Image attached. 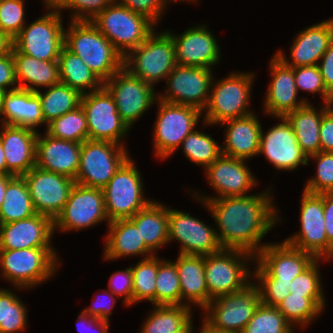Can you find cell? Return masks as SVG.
<instances>
[{"mask_svg":"<svg viewBox=\"0 0 333 333\" xmlns=\"http://www.w3.org/2000/svg\"><path fill=\"white\" fill-rule=\"evenodd\" d=\"M203 200L218 223L221 233L217 237L223 249L259 253L264 245L258 248V243L278 219L267 192Z\"/></svg>","mask_w":333,"mask_h":333,"instance_id":"1","label":"cell"},{"mask_svg":"<svg viewBox=\"0 0 333 333\" xmlns=\"http://www.w3.org/2000/svg\"><path fill=\"white\" fill-rule=\"evenodd\" d=\"M70 25L64 32V46L81 57L103 83L124 66V57L90 21H71Z\"/></svg>","mask_w":333,"mask_h":333,"instance_id":"2","label":"cell"},{"mask_svg":"<svg viewBox=\"0 0 333 333\" xmlns=\"http://www.w3.org/2000/svg\"><path fill=\"white\" fill-rule=\"evenodd\" d=\"M91 23L112 43L123 56L125 49L137 48L153 32V22L115 1L98 14Z\"/></svg>","mask_w":333,"mask_h":333,"instance_id":"3","label":"cell"},{"mask_svg":"<svg viewBox=\"0 0 333 333\" xmlns=\"http://www.w3.org/2000/svg\"><path fill=\"white\" fill-rule=\"evenodd\" d=\"M128 159L123 145L88 139L81 144L75 183L103 189Z\"/></svg>","mask_w":333,"mask_h":333,"instance_id":"4","label":"cell"},{"mask_svg":"<svg viewBox=\"0 0 333 333\" xmlns=\"http://www.w3.org/2000/svg\"><path fill=\"white\" fill-rule=\"evenodd\" d=\"M131 51L123 59L124 67L133 76L150 85L167 77L177 65L174 43L167 32L157 36L152 32L142 44ZM133 63L135 68H131Z\"/></svg>","mask_w":333,"mask_h":333,"instance_id":"5","label":"cell"},{"mask_svg":"<svg viewBox=\"0 0 333 333\" xmlns=\"http://www.w3.org/2000/svg\"><path fill=\"white\" fill-rule=\"evenodd\" d=\"M102 190L108 222L130 219L151 202L142 198L140 174L130 158Z\"/></svg>","mask_w":333,"mask_h":333,"instance_id":"6","label":"cell"},{"mask_svg":"<svg viewBox=\"0 0 333 333\" xmlns=\"http://www.w3.org/2000/svg\"><path fill=\"white\" fill-rule=\"evenodd\" d=\"M260 304L258 286L249 284L239 292L212 299L204 308L212 309L205 322L218 331L242 333Z\"/></svg>","mask_w":333,"mask_h":333,"instance_id":"7","label":"cell"},{"mask_svg":"<svg viewBox=\"0 0 333 333\" xmlns=\"http://www.w3.org/2000/svg\"><path fill=\"white\" fill-rule=\"evenodd\" d=\"M56 255L52 248L0 250L3 275L15 286H33L55 271Z\"/></svg>","mask_w":333,"mask_h":333,"instance_id":"8","label":"cell"},{"mask_svg":"<svg viewBox=\"0 0 333 333\" xmlns=\"http://www.w3.org/2000/svg\"><path fill=\"white\" fill-rule=\"evenodd\" d=\"M64 46V29L60 12L53 9L13 38V47L20 53L42 61H58Z\"/></svg>","mask_w":333,"mask_h":333,"instance_id":"9","label":"cell"},{"mask_svg":"<svg viewBox=\"0 0 333 333\" xmlns=\"http://www.w3.org/2000/svg\"><path fill=\"white\" fill-rule=\"evenodd\" d=\"M80 105L86 116L89 139L119 144V139L129 127L120 117L109 91L103 86L99 90L84 93Z\"/></svg>","mask_w":333,"mask_h":333,"instance_id":"10","label":"cell"},{"mask_svg":"<svg viewBox=\"0 0 333 333\" xmlns=\"http://www.w3.org/2000/svg\"><path fill=\"white\" fill-rule=\"evenodd\" d=\"M230 253V254H229ZM252 254L238 249H222L221 251L204 256L206 285L209 291V303L221 295L236 293L243 290L249 282L248 271L237 256ZM246 255V256H245Z\"/></svg>","mask_w":333,"mask_h":333,"instance_id":"11","label":"cell"},{"mask_svg":"<svg viewBox=\"0 0 333 333\" xmlns=\"http://www.w3.org/2000/svg\"><path fill=\"white\" fill-rule=\"evenodd\" d=\"M252 80L253 75L250 73H233L216 83L206 105L205 124L221 123L252 114L246 111Z\"/></svg>","mask_w":333,"mask_h":333,"instance_id":"12","label":"cell"},{"mask_svg":"<svg viewBox=\"0 0 333 333\" xmlns=\"http://www.w3.org/2000/svg\"><path fill=\"white\" fill-rule=\"evenodd\" d=\"M22 177L28 186L36 213L46 215L54 221L62 212L75 180L37 166Z\"/></svg>","mask_w":333,"mask_h":333,"instance_id":"13","label":"cell"},{"mask_svg":"<svg viewBox=\"0 0 333 333\" xmlns=\"http://www.w3.org/2000/svg\"><path fill=\"white\" fill-rule=\"evenodd\" d=\"M160 109L155 125V149L158 157L166 158L194 130L202 113L199 109L159 100Z\"/></svg>","mask_w":333,"mask_h":333,"instance_id":"14","label":"cell"},{"mask_svg":"<svg viewBox=\"0 0 333 333\" xmlns=\"http://www.w3.org/2000/svg\"><path fill=\"white\" fill-rule=\"evenodd\" d=\"M112 95L122 120L131 127L156 100L152 85L133 76L124 66L103 85Z\"/></svg>","mask_w":333,"mask_h":333,"instance_id":"15","label":"cell"},{"mask_svg":"<svg viewBox=\"0 0 333 333\" xmlns=\"http://www.w3.org/2000/svg\"><path fill=\"white\" fill-rule=\"evenodd\" d=\"M257 254L258 279H279L290 282L307 269L316 258L284 241L281 244L266 245Z\"/></svg>","mask_w":333,"mask_h":333,"instance_id":"16","label":"cell"},{"mask_svg":"<svg viewBox=\"0 0 333 333\" xmlns=\"http://www.w3.org/2000/svg\"><path fill=\"white\" fill-rule=\"evenodd\" d=\"M105 218L103 190L75 183L62 212L53 223L54 228L65 231L86 228Z\"/></svg>","mask_w":333,"mask_h":333,"instance_id":"17","label":"cell"},{"mask_svg":"<svg viewBox=\"0 0 333 333\" xmlns=\"http://www.w3.org/2000/svg\"><path fill=\"white\" fill-rule=\"evenodd\" d=\"M211 69L176 65L168 74L169 92L160 100L173 104L192 106L200 111L206 107L212 76Z\"/></svg>","mask_w":333,"mask_h":333,"instance_id":"18","label":"cell"},{"mask_svg":"<svg viewBox=\"0 0 333 333\" xmlns=\"http://www.w3.org/2000/svg\"><path fill=\"white\" fill-rule=\"evenodd\" d=\"M301 232L285 240L288 244L308 253L316 259L328 257V240L325 231L323 193L304 191L301 202Z\"/></svg>","mask_w":333,"mask_h":333,"instance_id":"19","label":"cell"},{"mask_svg":"<svg viewBox=\"0 0 333 333\" xmlns=\"http://www.w3.org/2000/svg\"><path fill=\"white\" fill-rule=\"evenodd\" d=\"M169 241L179 240L182 244L180 254L209 255L221 251L216 231L200 220L177 210H169Z\"/></svg>","mask_w":333,"mask_h":333,"instance_id":"20","label":"cell"},{"mask_svg":"<svg viewBox=\"0 0 333 333\" xmlns=\"http://www.w3.org/2000/svg\"><path fill=\"white\" fill-rule=\"evenodd\" d=\"M53 220L42 214L27 219L0 224V250L52 248Z\"/></svg>","mask_w":333,"mask_h":333,"instance_id":"21","label":"cell"},{"mask_svg":"<svg viewBox=\"0 0 333 333\" xmlns=\"http://www.w3.org/2000/svg\"><path fill=\"white\" fill-rule=\"evenodd\" d=\"M283 120L269 129L264 136L261 129L259 153H264L267 159L277 169L292 170L299 164H308L307 156L298 145L296 135L286 117H279Z\"/></svg>","mask_w":333,"mask_h":333,"instance_id":"22","label":"cell"},{"mask_svg":"<svg viewBox=\"0 0 333 333\" xmlns=\"http://www.w3.org/2000/svg\"><path fill=\"white\" fill-rule=\"evenodd\" d=\"M81 143L57 139L46 133L36 139V166L45 171L76 179L80 164Z\"/></svg>","mask_w":333,"mask_h":333,"instance_id":"23","label":"cell"},{"mask_svg":"<svg viewBox=\"0 0 333 333\" xmlns=\"http://www.w3.org/2000/svg\"><path fill=\"white\" fill-rule=\"evenodd\" d=\"M167 33L174 43L177 65L211 69V66L218 62L219 47L204 25L188 29L178 38Z\"/></svg>","mask_w":333,"mask_h":333,"instance_id":"24","label":"cell"},{"mask_svg":"<svg viewBox=\"0 0 333 333\" xmlns=\"http://www.w3.org/2000/svg\"><path fill=\"white\" fill-rule=\"evenodd\" d=\"M0 139L7 164V175L23 176L36 166L37 132L24 127L3 125Z\"/></svg>","mask_w":333,"mask_h":333,"instance_id":"25","label":"cell"},{"mask_svg":"<svg viewBox=\"0 0 333 333\" xmlns=\"http://www.w3.org/2000/svg\"><path fill=\"white\" fill-rule=\"evenodd\" d=\"M205 170L211 186L220 193L219 198L244 196L256 183L243 159L224 154Z\"/></svg>","mask_w":333,"mask_h":333,"instance_id":"26","label":"cell"},{"mask_svg":"<svg viewBox=\"0 0 333 333\" xmlns=\"http://www.w3.org/2000/svg\"><path fill=\"white\" fill-rule=\"evenodd\" d=\"M270 65L273 81L266 95V113L285 117L308 102L302 100L298 102L299 104L297 103L298 89L295 84L293 67L287 66L277 55Z\"/></svg>","mask_w":333,"mask_h":333,"instance_id":"27","label":"cell"},{"mask_svg":"<svg viewBox=\"0 0 333 333\" xmlns=\"http://www.w3.org/2000/svg\"><path fill=\"white\" fill-rule=\"evenodd\" d=\"M333 41V19L313 25L298 34L291 48L292 64L281 51L276 54L287 66L300 67L318 65L319 59Z\"/></svg>","mask_w":333,"mask_h":333,"instance_id":"28","label":"cell"},{"mask_svg":"<svg viewBox=\"0 0 333 333\" xmlns=\"http://www.w3.org/2000/svg\"><path fill=\"white\" fill-rule=\"evenodd\" d=\"M1 114L6 116L2 119L4 125L35 130V126L45 123L40 98L36 92L30 90L18 88L6 91Z\"/></svg>","mask_w":333,"mask_h":333,"instance_id":"29","label":"cell"},{"mask_svg":"<svg viewBox=\"0 0 333 333\" xmlns=\"http://www.w3.org/2000/svg\"><path fill=\"white\" fill-rule=\"evenodd\" d=\"M221 123L229 124L222 154L243 160L258 154L262 128L254 114Z\"/></svg>","mask_w":333,"mask_h":333,"instance_id":"30","label":"cell"},{"mask_svg":"<svg viewBox=\"0 0 333 333\" xmlns=\"http://www.w3.org/2000/svg\"><path fill=\"white\" fill-rule=\"evenodd\" d=\"M14 57L16 80L27 81L20 83L19 89L37 92V88L31 86H52L60 83V72L58 61H42L35 57L20 53L14 47L12 48Z\"/></svg>","mask_w":333,"mask_h":333,"instance_id":"31","label":"cell"},{"mask_svg":"<svg viewBox=\"0 0 333 333\" xmlns=\"http://www.w3.org/2000/svg\"><path fill=\"white\" fill-rule=\"evenodd\" d=\"M178 271L181 286V301L189 302L205 308L209 304V291L206 285L204 256L179 254L174 262Z\"/></svg>","mask_w":333,"mask_h":333,"instance_id":"32","label":"cell"},{"mask_svg":"<svg viewBox=\"0 0 333 333\" xmlns=\"http://www.w3.org/2000/svg\"><path fill=\"white\" fill-rule=\"evenodd\" d=\"M325 106V108L321 109V113L317 114L310 103H307L285 116L292 126L298 145L307 156V159H309V156L321 151L320 123L323 114L331 107V104H326Z\"/></svg>","mask_w":333,"mask_h":333,"instance_id":"33","label":"cell"},{"mask_svg":"<svg viewBox=\"0 0 333 333\" xmlns=\"http://www.w3.org/2000/svg\"><path fill=\"white\" fill-rule=\"evenodd\" d=\"M129 220L139 229L141 238L151 251L169 242V209L164 206L151 201Z\"/></svg>","mask_w":333,"mask_h":333,"instance_id":"34","label":"cell"},{"mask_svg":"<svg viewBox=\"0 0 333 333\" xmlns=\"http://www.w3.org/2000/svg\"><path fill=\"white\" fill-rule=\"evenodd\" d=\"M110 233L107 235L106 259L120 258L126 255L152 253L141 238L139 229L129 219L109 222Z\"/></svg>","mask_w":333,"mask_h":333,"instance_id":"35","label":"cell"},{"mask_svg":"<svg viewBox=\"0 0 333 333\" xmlns=\"http://www.w3.org/2000/svg\"><path fill=\"white\" fill-rule=\"evenodd\" d=\"M58 63L60 82L77 90L81 95L85 93L86 88L96 91L103 87L104 83L83 62L82 58L69 51L65 46L61 49Z\"/></svg>","mask_w":333,"mask_h":333,"instance_id":"36","label":"cell"},{"mask_svg":"<svg viewBox=\"0 0 333 333\" xmlns=\"http://www.w3.org/2000/svg\"><path fill=\"white\" fill-rule=\"evenodd\" d=\"M141 333H192L190 306L156 305Z\"/></svg>","mask_w":333,"mask_h":333,"instance_id":"37","label":"cell"},{"mask_svg":"<svg viewBox=\"0 0 333 333\" xmlns=\"http://www.w3.org/2000/svg\"><path fill=\"white\" fill-rule=\"evenodd\" d=\"M37 214L28 186L22 176H15L6 187L5 198L0 208V224L27 219Z\"/></svg>","mask_w":333,"mask_h":333,"instance_id":"38","label":"cell"},{"mask_svg":"<svg viewBox=\"0 0 333 333\" xmlns=\"http://www.w3.org/2000/svg\"><path fill=\"white\" fill-rule=\"evenodd\" d=\"M36 93L40 98L42 114L47 124L80 106L81 94L61 82L50 86L44 95L39 90Z\"/></svg>","mask_w":333,"mask_h":333,"instance_id":"39","label":"cell"},{"mask_svg":"<svg viewBox=\"0 0 333 333\" xmlns=\"http://www.w3.org/2000/svg\"><path fill=\"white\" fill-rule=\"evenodd\" d=\"M46 133L51 137L83 143L89 139L87 120L82 106L47 124Z\"/></svg>","mask_w":333,"mask_h":333,"instance_id":"40","label":"cell"},{"mask_svg":"<svg viewBox=\"0 0 333 333\" xmlns=\"http://www.w3.org/2000/svg\"><path fill=\"white\" fill-rule=\"evenodd\" d=\"M158 266L159 259L149 254L144 260L131 268L133 276V303L146 299L155 304Z\"/></svg>","mask_w":333,"mask_h":333,"instance_id":"41","label":"cell"},{"mask_svg":"<svg viewBox=\"0 0 333 333\" xmlns=\"http://www.w3.org/2000/svg\"><path fill=\"white\" fill-rule=\"evenodd\" d=\"M182 304L180 279L175 263L159 260L156 278L155 306Z\"/></svg>","mask_w":333,"mask_h":333,"instance_id":"42","label":"cell"},{"mask_svg":"<svg viewBox=\"0 0 333 333\" xmlns=\"http://www.w3.org/2000/svg\"><path fill=\"white\" fill-rule=\"evenodd\" d=\"M323 306L324 298H308L289 293L276 308L290 324L299 322L304 326L322 311Z\"/></svg>","mask_w":333,"mask_h":333,"instance_id":"43","label":"cell"},{"mask_svg":"<svg viewBox=\"0 0 333 333\" xmlns=\"http://www.w3.org/2000/svg\"><path fill=\"white\" fill-rule=\"evenodd\" d=\"M185 155L194 163L211 165L222 153L221 146L217 145L209 135L192 131L183 140Z\"/></svg>","mask_w":333,"mask_h":333,"instance_id":"44","label":"cell"},{"mask_svg":"<svg viewBox=\"0 0 333 333\" xmlns=\"http://www.w3.org/2000/svg\"><path fill=\"white\" fill-rule=\"evenodd\" d=\"M242 333H293L291 324L276 308L260 304Z\"/></svg>","mask_w":333,"mask_h":333,"instance_id":"45","label":"cell"},{"mask_svg":"<svg viewBox=\"0 0 333 333\" xmlns=\"http://www.w3.org/2000/svg\"><path fill=\"white\" fill-rule=\"evenodd\" d=\"M26 309L14 293L0 290V333H16L25 328Z\"/></svg>","mask_w":333,"mask_h":333,"instance_id":"46","label":"cell"},{"mask_svg":"<svg viewBox=\"0 0 333 333\" xmlns=\"http://www.w3.org/2000/svg\"><path fill=\"white\" fill-rule=\"evenodd\" d=\"M318 161L317 177L310 179L304 191L313 194L333 193V152L311 155Z\"/></svg>","mask_w":333,"mask_h":333,"instance_id":"47","label":"cell"},{"mask_svg":"<svg viewBox=\"0 0 333 333\" xmlns=\"http://www.w3.org/2000/svg\"><path fill=\"white\" fill-rule=\"evenodd\" d=\"M297 89L320 92L324 103L331 104L332 94L326 89L318 65L293 67Z\"/></svg>","mask_w":333,"mask_h":333,"instance_id":"48","label":"cell"},{"mask_svg":"<svg viewBox=\"0 0 333 333\" xmlns=\"http://www.w3.org/2000/svg\"><path fill=\"white\" fill-rule=\"evenodd\" d=\"M23 0H1L0 2V30L12 39L24 27Z\"/></svg>","mask_w":333,"mask_h":333,"instance_id":"49","label":"cell"},{"mask_svg":"<svg viewBox=\"0 0 333 333\" xmlns=\"http://www.w3.org/2000/svg\"><path fill=\"white\" fill-rule=\"evenodd\" d=\"M316 262L318 259L292 280L290 293L308 298H323Z\"/></svg>","mask_w":333,"mask_h":333,"instance_id":"50","label":"cell"},{"mask_svg":"<svg viewBox=\"0 0 333 333\" xmlns=\"http://www.w3.org/2000/svg\"><path fill=\"white\" fill-rule=\"evenodd\" d=\"M116 0H62L54 9L74 8L76 13L73 15V21H92L100 14L107 6L111 5ZM81 11V12H80ZM87 11V14H81ZM78 12V13H77ZM89 16V17H88Z\"/></svg>","mask_w":333,"mask_h":333,"instance_id":"51","label":"cell"},{"mask_svg":"<svg viewBox=\"0 0 333 333\" xmlns=\"http://www.w3.org/2000/svg\"><path fill=\"white\" fill-rule=\"evenodd\" d=\"M262 287L258 290L261 303L270 307H277L290 293V282L279 281V279H260Z\"/></svg>","mask_w":333,"mask_h":333,"instance_id":"52","label":"cell"},{"mask_svg":"<svg viewBox=\"0 0 333 333\" xmlns=\"http://www.w3.org/2000/svg\"><path fill=\"white\" fill-rule=\"evenodd\" d=\"M120 5L129 10L146 16L153 23H157L166 0H121Z\"/></svg>","mask_w":333,"mask_h":333,"instance_id":"53","label":"cell"},{"mask_svg":"<svg viewBox=\"0 0 333 333\" xmlns=\"http://www.w3.org/2000/svg\"><path fill=\"white\" fill-rule=\"evenodd\" d=\"M120 279V280H119ZM109 288L113 294L124 295L126 305L133 303V276L131 268L117 271L110 277Z\"/></svg>","mask_w":333,"mask_h":333,"instance_id":"54","label":"cell"},{"mask_svg":"<svg viewBox=\"0 0 333 333\" xmlns=\"http://www.w3.org/2000/svg\"><path fill=\"white\" fill-rule=\"evenodd\" d=\"M15 64L12 52L0 57V89L3 91H12L18 89L16 85ZM16 85L14 88L7 90V86Z\"/></svg>","mask_w":333,"mask_h":333,"instance_id":"55","label":"cell"},{"mask_svg":"<svg viewBox=\"0 0 333 333\" xmlns=\"http://www.w3.org/2000/svg\"><path fill=\"white\" fill-rule=\"evenodd\" d=\"M321 151L333 152V109L332 106L323 114L320 123Z\"/></svg>","mask_w":333,"mask_h":333,"instance_id":"56","label":"cell"},{"mask_svg":"<svg viewBox=\"0 0 333 333\" xmlns=\"http://www.w3.org/2000/svg\"><path fill=\"white\" fill-rule=\"evenodd\" d=\"M325 231L328 240V258H333V193H323Z\"/></svg>","mask_w":333,"mask_h":333,"instance_id":"57","label":"cell"},{"mask_svg":"<svg viewBox=\"0 0 333 333\" xmlns=\"http://www.w3.org/2000/svg\"><path fill=\"white\" fill-rule=\"evenodd\" d=\"M321 59H323V62L321 65L318 64L321 76L326 89L333 95V41Z\"/></svg>","mask_w":333,"mask_h":333,"instance_id":"58","label":"cell"},{"mask_svg":"<svg viewBox=\"0 0 333 333\" xmlns=\"http://www.w3.org/2000/svg\"><path fill=\"white\" fill-rule=\"evenodd\" d=\"M84 322L88 323L87 326L93 325L95 327V329L97 328L96 330H99L98 333H107L108 326H109L108 321H106V320H100L97 317L89 316L88 314H86L84 312H82L80 314V316L78 317V320H77V327H78L79 333H84L85 329L84 328H83L84 330L82 328L80 329L81 326L82 327L83 326L86 327L85 324H83ZM80 324H81V326H80Z\"/></svg>","mask_w":333,"mask_h":333,"instance_id":"59","label":"cell"},{"mask_svg":"<svg viewBox=\"0 0 333 333\" xmlns=\"http://www.w3.org/2000/svg\"><path fill=\"white\" fill-rule=\"evenodd\" d=\"M109 295L111 296L110 300H112V298L114 296L113 293L110 292ZM97 300L100 302V298L97 299ZM110 310L111 309L107 305L99 303L98 305H95V306H92L91 308L85 309L83 312L86 313V314H88L89 316L97 317L100 320L109 321L108 315L112 314V313H110Z\"/></svg>","mask_w":333,"mask_h":333,"instance_id":"60","label":"cell"},{"mask_svg":"<svg viewBox=\"0 0 333 333\" xmlns=\"http://www.w3.org/2000/svg\"><path fill=\"white\" fill-rule=\"evenodd\" d=\"M13 48V39L5 32L0 30V57L11 53Z\"/></svg>","mask_w":333,"mask_h":333,"instance_id":"61","label":"cell"},{"mask_svg":"<svg viewBox=\"0 0 333 333\" xmlns=\"http://www.w3.org/2000/svg\"><path fill=\"white\" fill-rule=\"evenodd\" d=\"M14 175H0V208L5 198L7 184L14 178Z\"/></svg>","mask_w":333,"mask_h":333,"instance_id":"62","label":"cell"},{"mask_svg":"<svg viewBox=\"0 0 333 333\" xmlns=\"http://www.w3.org/2000/svg\"><path fill=\"white\" fill-rule=\"evenodd\" d=\"M4 174H7V164H6V160H5L3 146L1 143V139H0V175H4Z\"/></svg>","mask_w":333,"mask_h":333,"instance_id":"63","label":"cell"},{"mask_svg":"<svg viewBox=\"0 0 333 333\" xmlns=\"http://www.w3.org/2000/svg\"><path fill=\"white\" fill-rule=\"evenodd\" d=\"M203 326L204 327L202 328L200 333H229V332H223V331L215 330L209 324H207L206 322H204Z\"/></svg>","mask_w":333,"mask_h":333,"instance_id":"64","label":"cell"},{"mask_svg":"<svg viewBox=\"0 0 333 333\" xmlns=\"http://www.w3.org/2000/svg\"><path fill=\"white\" fill-rule=\"evenodd\" d=\"M47 3V7L49 6V8H54L56 7L62 0H45Z\"/></svg>","mask_w":333,"mask_h":333,"instance_id":"65","label":"cell"},{"mask_svg":"<svg viewBox=\"0 0 333 333\" xmlns=\"http://www.w3.org/2000/svg\"><path fill=\"white\" fill-rule=\"evenodd\" d=\"M4 94H5V91L0 89V115H1V111H2V103H3Z\"/></svg>","mask_w":333,"mask_h":333,"instance_id":"66","label":"cell"}]
</instances>
